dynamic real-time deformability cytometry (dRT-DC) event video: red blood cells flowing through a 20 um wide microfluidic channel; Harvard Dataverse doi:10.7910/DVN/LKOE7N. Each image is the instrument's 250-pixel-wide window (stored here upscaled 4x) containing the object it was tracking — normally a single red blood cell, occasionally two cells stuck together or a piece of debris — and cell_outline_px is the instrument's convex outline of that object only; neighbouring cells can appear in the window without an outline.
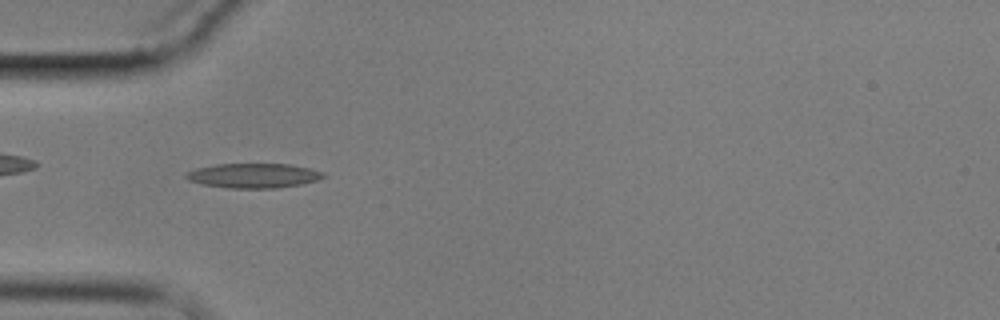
{"species": "common noctule bat (a hibernating species)", "species_latin": "Nyctalus noctula", "temperature_condition": "cold", "stored_images_in_passage": 5, "camera_frame_rate_fps": 3000, "um_per_image_px": 0.085, "animal": {"sex": "male", "body_mass_g": 17.9}, "frame": {"image": 1, "passage_image": 4, "time_ms": 4.333, "image_size_px": [1000, 320], "cell_outline_px": [[328, 176], [316, 180], [300, 184], [276, 188], [228, 188], [204, 184], [188, 180], [184, 176], [188, 172], [196, 168], [216, 164], [292, 164], [324, 172]], "centroid_in_image_um": [21.57, 14.92], "position_along_channel_um": 63.4, "area_um2": 19.59}}